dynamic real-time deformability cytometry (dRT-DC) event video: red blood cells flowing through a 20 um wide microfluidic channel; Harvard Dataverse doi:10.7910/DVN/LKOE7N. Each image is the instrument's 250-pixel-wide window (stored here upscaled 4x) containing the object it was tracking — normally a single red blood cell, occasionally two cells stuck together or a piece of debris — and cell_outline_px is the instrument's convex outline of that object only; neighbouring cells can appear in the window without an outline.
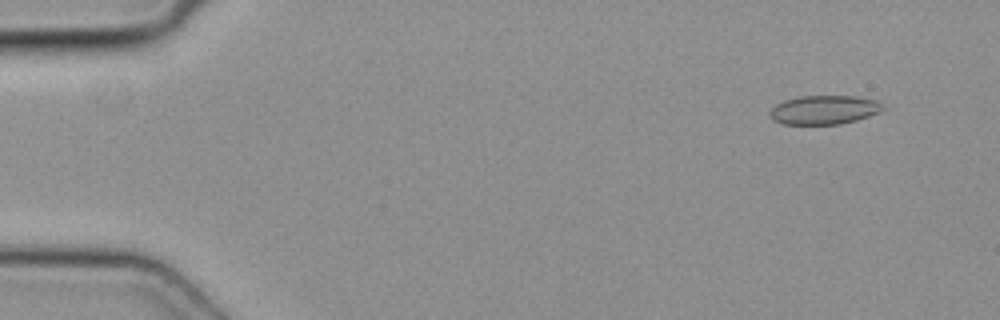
{"species": "common noctule bat (a hibernating species)", "species_latin": "Nyctalus noctula", "temperature_condition": "cold", "stored_images_in_passage": 39, "segment_of_instrument_passage": [1, 2], "camera_frame_rate_fps": 3000, "um_per_image_px": 0.085, "animal": {"sex": "female", "body_mass_g": 19.3, "forearm_length_mm": 54.1}, "frame": {"image": 1, "passage_image": 3, "time_ms": 0.667, "image_size_px": [1000, 320], "cell_outline_px": [[884, 108], [880, 112], [856, 120], [840, 124], [784, 124], [772, 120], [768, 116], [768, 112], [776, 104], [784, 100], [800, 96], [856, 96], [880, 100]], "centroid_in_image_um": [70.04, 9.33], "position_along_channel_um": 15.0, "area_um2": 19.25}}
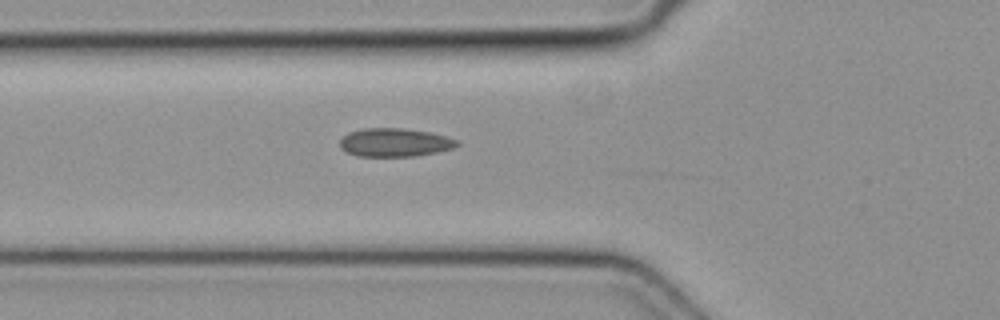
{"frame": {"image": 2, "passage_image": 17, "time_ms": 5.333, "image_size_px": [1000, 320], "cell_outline_px": [[460, 144], [456, 148], [436, 152], [412, 156], [360, 156], [348, 152], [340, 148], [340, 140], [348, 132], [364, 128], [404, 128], [428, 132], [460, 140]], "centroid_in_image_um": [33.58, 12.1], "position_along_channel_um": 92.2, "area_um2": 19.36}}
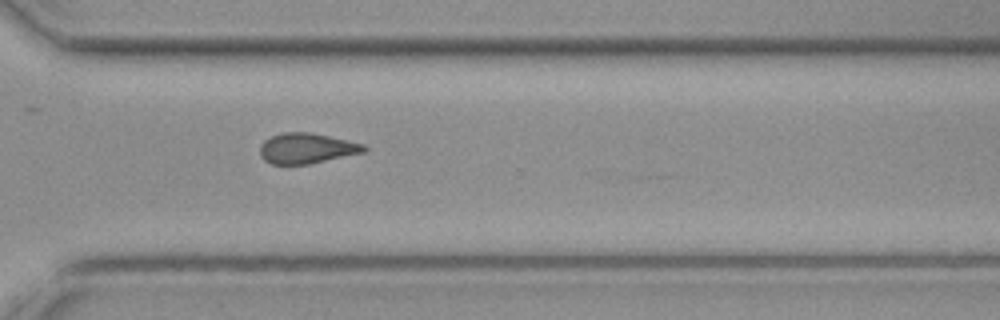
{"frame": {"image": 3, "passage_image": 35, "time_ms": 11.333, "image_size_px": [1000, 320], "cell_outline_px": [[368, 148], [364, 152], [308, 164], [272, 164], [264, 160], [260, 156], [260, 144], [264, 140], [280, 132], [308, 132], [328, 136], [364, 144]], "centroid_in_image_um": [26.03, 12.6], "position_along_channel_um": 344.6, "area_um2": 18.32}}